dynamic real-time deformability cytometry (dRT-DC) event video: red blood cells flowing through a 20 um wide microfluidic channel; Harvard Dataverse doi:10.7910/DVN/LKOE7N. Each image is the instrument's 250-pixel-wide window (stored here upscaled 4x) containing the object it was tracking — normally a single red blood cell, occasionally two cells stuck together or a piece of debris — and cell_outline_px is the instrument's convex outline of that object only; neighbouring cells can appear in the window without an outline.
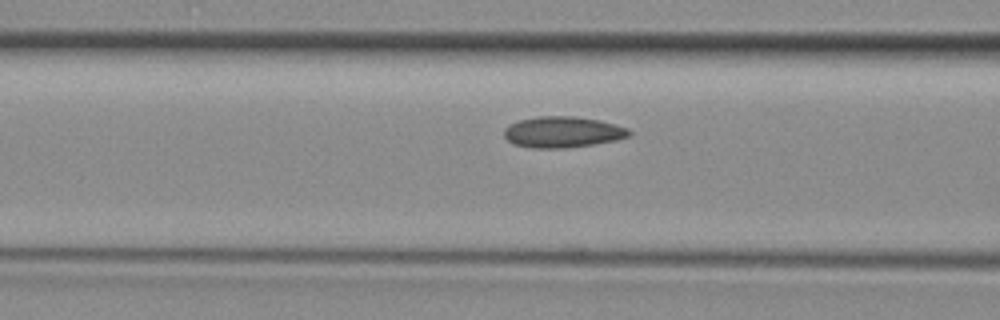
{"species": "common noctule bat (a hibernating species)", "species_latin": "Nyctalus noctula", "temperature_condition": "room temperature", "stored_images_in_passage": 14, "camera_frame_rate_fps": 3000, "um_per_image_px": 0.085, "animal": {"sex": "female", "body_mass_g": 29.2, "forearm_length_mm": 56.3}, "frame": {"image": 1, "passage_image": 12, "time_ms": 3.667, "image_size_px": [1000, 320], "cell_outline_px": [[632, 136], [616, 140], [568, 148], [532, 148], [512, 144], [504, 136], [504, 128], [508, 124], [520, 120], [536, 116], [572, 116], [600, 120], [616, 124], [628, 128], [632, 132]], "centroid_in_image_um": [47.83, 11.22], "position_along_channel_um": 118.8, "area_um2": 22.89}}